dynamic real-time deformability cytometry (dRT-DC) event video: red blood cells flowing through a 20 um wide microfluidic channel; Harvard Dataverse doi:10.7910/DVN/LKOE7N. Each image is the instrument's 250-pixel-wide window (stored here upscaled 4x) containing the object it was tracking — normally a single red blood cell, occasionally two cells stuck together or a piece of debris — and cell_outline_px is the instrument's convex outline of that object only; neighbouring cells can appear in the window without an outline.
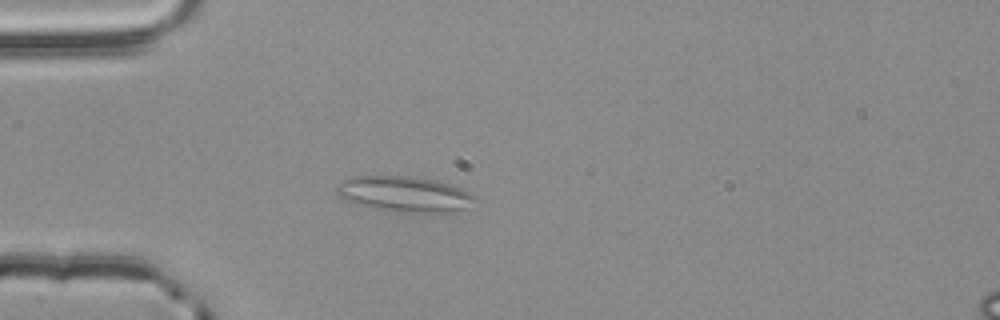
{"species": "common noctule bat (a hibernating species)", "species_latin": "Nyctalus noctula", "temperature_condition": "room temperature", "stored_images_in_passage": 3, "camera_frame_rate_fps": 3000, "um_per_image_px": 0.085, "animal": {"sex": "male", "body_mass_g": 20.4}, "frame": {"image": 1, "passage_image": 3, "time_ms": 0.667, "image_size_px": [1000, 320], "cell_outline_px": [[480, 200], [464, 208], [452, 212], [388, 212], [356, 204], [340, 196], [336, 192], [336, 188], [344, 180], [352, 176], [408, 176], [436, 180], [460, 188], [476, 196]], "centroid_in_image_um": [34.4, 16.51], "position_along_channel_um": 50.6, "area_um2": 28.67}}